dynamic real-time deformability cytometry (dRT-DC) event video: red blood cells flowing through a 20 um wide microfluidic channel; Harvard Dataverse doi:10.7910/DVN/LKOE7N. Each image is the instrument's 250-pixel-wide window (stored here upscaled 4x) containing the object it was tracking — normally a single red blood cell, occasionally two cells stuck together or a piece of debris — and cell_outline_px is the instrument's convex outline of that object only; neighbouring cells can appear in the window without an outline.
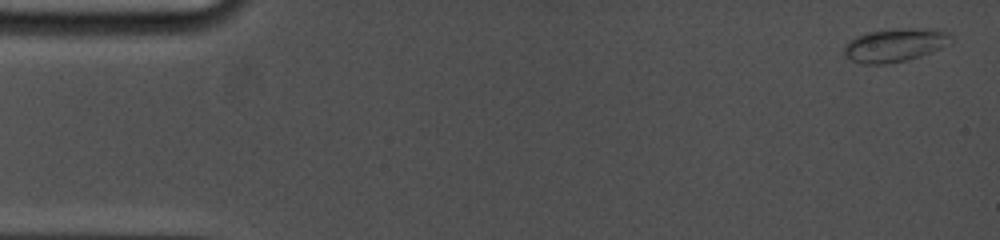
{"species": "common noctule bat (a hibernating species)", "species_latin": "Nyctalus noctula", "temperature_condition": "cold", "stored_images_in_passage": 18, "camera_frame_rate_fps": 5000, "um_per_image_px": 0.085, "animal": {"sex": "female", "body_mass_g": 19.0, "forearm_length_mm": 53.3}, "frame": {"image": 1, "passage_image": 1, "time_ms": 0.0, "image_size_px": [1000, 240], "cell_outline_px": [[952, 40], [940, 48], [920, 56], [908, 60], [884, 64], [864, 64], [852, 60], [844, 56], [840, 52], [848, 40], [856, 36], [868, 32], [904, 28], [936, 28], [948, 32], [952, 36]], "centroid_in_image_um": [76.03, 3.82], "position_along_channel_um": 9.0, "area_um2": 20.98}}
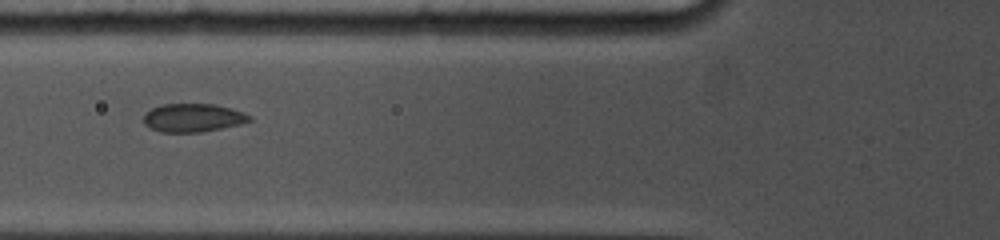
{"frame": {"image": 2, "passage_image": 8, "time_ms": 6.0, "image_size_px": [1000, 240], "cell_outline_px": [[252, 120], [240, 124], [200, 132], [160, 132], [148, 128], [144, 124], [144, 112], [160, 104], [216, 104], [244, 112], [252, 116]], "centroid_in_image_um": [16.38, 10.0], "position_along_channel_um": 109.4, "area_um2": 17.63}}
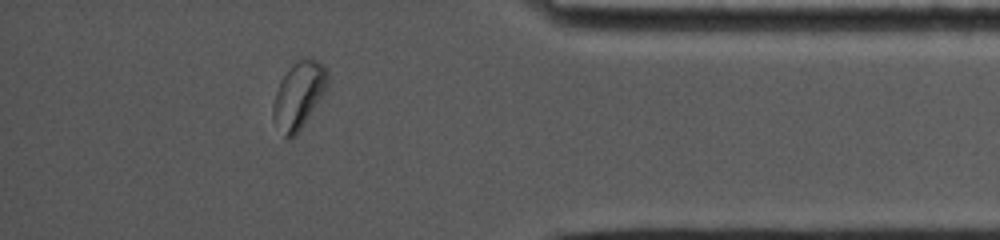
{"frame": {"image": 3, "passage_image": 16, "time_ms": 14.4, "image_size_px": [1000, 240], "cell_outline_px": [[328, 80], [324, 92], [296, 136], [292, 140], [288, 140], [284, 136], [272, 116], [272, 104], [280, 80], [292, 64], [296, 60], [320, 60], [328, 68]], "centroid_in_image_um": [25.38, 8.09], "position_along_channel_um": 409.8, "area_um2": 21.04}, "authors_computed_cell_mechanics": {"area_um2": 17.8313, "velocity_mm_per_s": 3.7557, "shape_relaxation_time_tau1_ms": 3.5282, "shape_relaxation_time_tau2_ms": null, "deformation_change_tau1": 0.0817, "deformation_change_tau2": null}}